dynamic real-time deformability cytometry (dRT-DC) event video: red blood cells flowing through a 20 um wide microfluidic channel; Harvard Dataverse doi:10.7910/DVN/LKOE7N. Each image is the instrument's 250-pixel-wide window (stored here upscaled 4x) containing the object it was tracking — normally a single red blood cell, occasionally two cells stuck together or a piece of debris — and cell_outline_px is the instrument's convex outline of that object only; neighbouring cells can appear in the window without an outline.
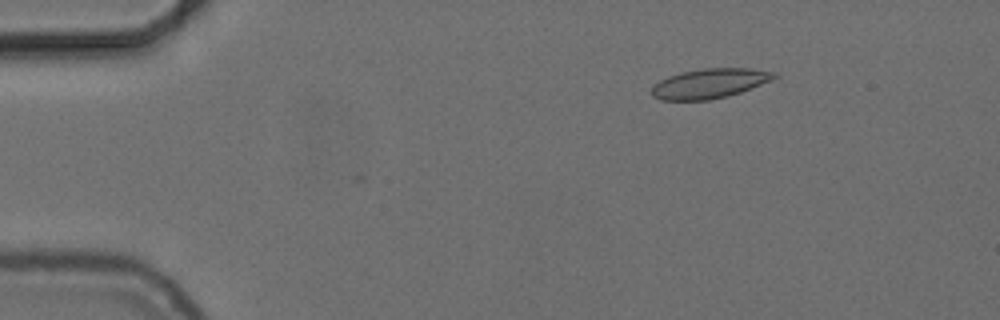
{"species": "common noctule bat (a hibernating species)", "species_latin": "Nyctalus noctula", "temperature_condition": "cold", "stored_images_in_passage": 56, "segment_of_instrument_passage": [1, 2], "camera_frame_rate_fps": 3000, "um_per_image_px": 0.085, "animal": {"sex": "female", "body_mass_g": 24.6, "forearm_length_mm": 56.2}, "frame": {"image": 1, "passage_image": 8, "time_ms": 2.333, "image_size_px": [1000, 320], "cell_outline_px": [[780, 76], [772, 80], [740, 92], [728, 96], [708, 100], [660, 100], [652, 96], [652, 84], [668, 76], [680, 72], [704, 68], [752, 68], [776, 72]], "centroid_in_image_um": [60.32, 7.08], "position_along_channel_um": 24.7, "area_um2": 21.39}}
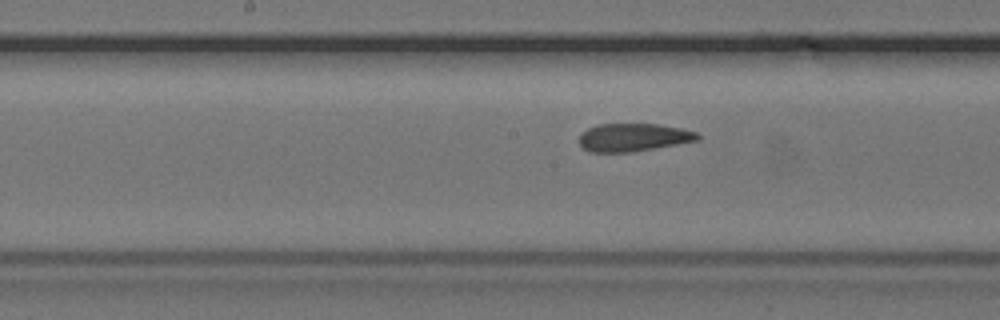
{"frame": {"image": 2, "passage_image": 28, "time_ms": 9.0, "image_size_px": [1000, 320], "cell_outline_px": [[700, 140], [632, 152], [588, 152], [580, 144], [580, 136], [588, 128], [596, 124], [656, 124], [680, 128], [696, 132], [700, 136]], "centroid_in_image_um": [53.84, 11.68], "position_along_channel_um": 194.4, "area_um2": 19.19}}
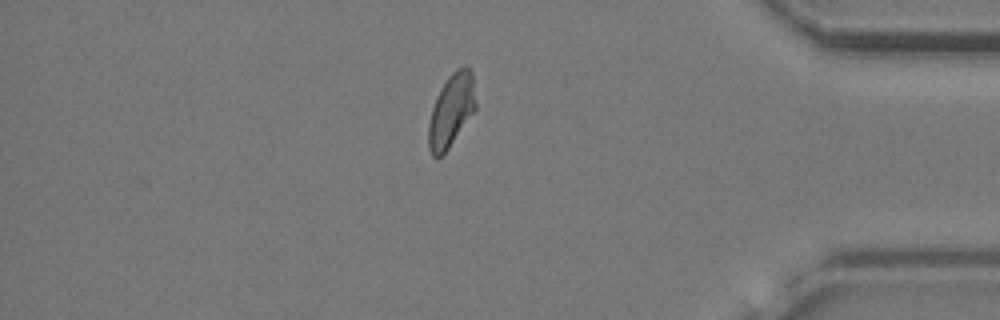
{"frame": {"image": 3, "passage_image": 47, "time_ms": 15.333, "image_size_px": [1000, 320], "cell_outline_px": [[476, 108], [448, 148], [440, 156], [432, 156], [428, 148], [428, 124], [432, 108], [436, 96], [440, 88], [448, 76], [456, 68], [464, 64], [468, 64], [472, 72], [476, 104]], "centroid_in_image_um": [38.35, 9.32], "position_along_channel_um": 396.8, "area_um2": 20.06}}